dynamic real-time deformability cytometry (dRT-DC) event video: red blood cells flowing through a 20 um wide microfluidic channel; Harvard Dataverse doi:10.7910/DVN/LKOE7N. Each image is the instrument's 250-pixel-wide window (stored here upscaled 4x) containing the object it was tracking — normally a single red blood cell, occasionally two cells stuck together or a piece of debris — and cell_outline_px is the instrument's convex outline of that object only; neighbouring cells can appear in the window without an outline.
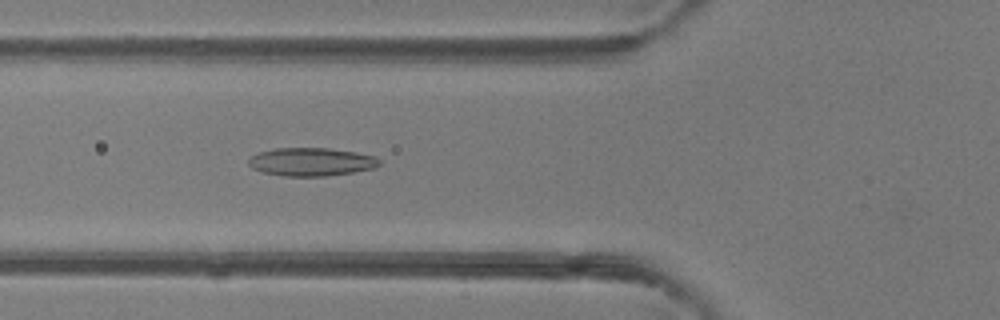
{"species": "common noctule bat (a hibernating species)", "species_latin": "Nyctalus noctula", "temperature_condition": "room temperature", "stored_images_in_passage": 49, "camera_frame_rate_fps": 3000, "um_per_image_px": 0.085, "animal": {"sex": "female"}, "frame": {"image": 1, "passage_image": 18, "time_ms": 5.667, "image_size_px": [1000, 320], "cell_outline_px": [[380, 164], [376, 168], [352, 172], [324, 176], [284, 176], [260, 172], [252, 168], [248, 164], [248, 160], [252, 156], [260, 152], [276, 148], [328, 148], [356, 152], [376, 156], [380, 160]], "centroid_in_image_um": [26.47, 13.76], "position_along_channel_um": 99.3, "area_um2": 21.56}}
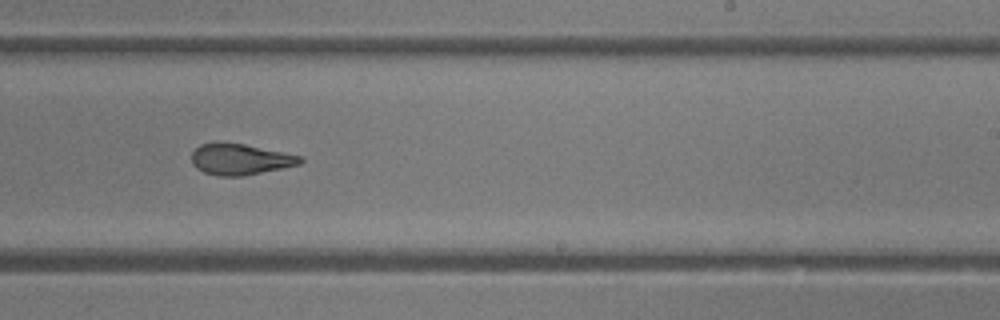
{"frame": {"image": 2, "passage_image": 30, "time_ms": 9.667, "image_size_px": [1000, 320], "cell_outline_px": [[304, 160], [300, 164], [240, 176], [216, 176], [204, 172], [196, 168], [192, 164], [192, 152], [200, 144], [216, 140], [220, 140], [244, 144], [304, 156]], "centroid_in_image_um": [20.37, 13.5], "position_along_channel_um": 268.6, "area_um2": 19.94}}
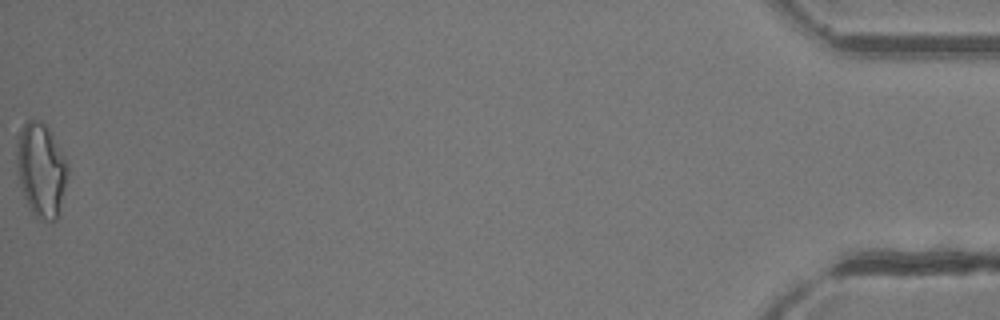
{"frame": {"image": 3, "passage_image": 49, "time_ms": 16.0, "image_size_px": [1000, 320], "cell_outline_px": [[68, 172], [60, 216], [56, 220], [40, 220], [28, 208], [20, 184], [16, 168], [16, 136], [20, 128], [28, 120], [40, 120], [48, 128], [64, 156], [68, 164]], "centroid_in_image_um": [3.48, 14.46], "position_along_channel_um": 431.7, "area_um2": 28.32}, "authors_computed_cell_mechanics": {"area_um2": 21.5594, "velocity_mm_per_s": 4.2192, "shape_relaxation_time_tau1_ms": 7.2566, "shape_relaxation_time_tau2_ms": 1.977, "deformation_change_tau1": 0.1969, "deformation_change_tau2": 0.0941}}